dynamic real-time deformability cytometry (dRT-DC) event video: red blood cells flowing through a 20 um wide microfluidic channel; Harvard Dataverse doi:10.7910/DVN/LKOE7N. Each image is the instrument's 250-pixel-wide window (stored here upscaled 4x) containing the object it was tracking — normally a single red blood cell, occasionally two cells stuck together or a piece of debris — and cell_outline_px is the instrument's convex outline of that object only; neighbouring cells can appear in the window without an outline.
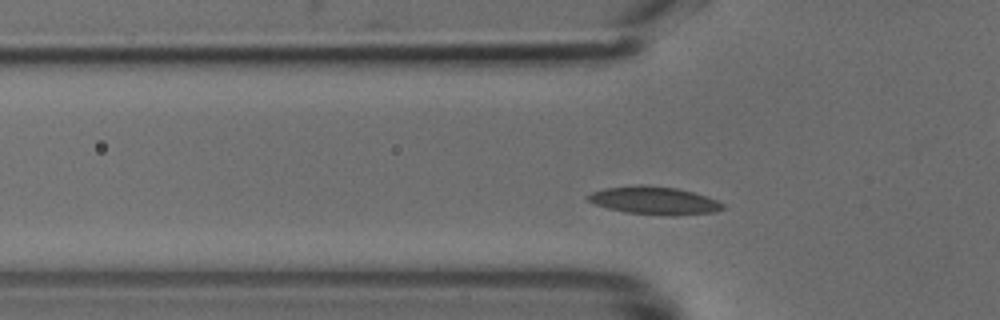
{"species": "common noctule bat (a hibernating species)", "species_latin": "Nyctalus noctula", "temperature_condition": "cold", "stored_images_in_passage": 44, "camera_frame_rate_fps": 3000, "um_per_image_px": 0.085, "animal": {"sex": "male", "body_mass_g": 18.8}, "frame": {"image": 1, "passage_image": 9, "time_ms": 2.667, "image_size_px": [1000, 320], "cell_outline_px": [[724, 208], [716, 212], [672, 216], [624, 212], [608, 208], [596, 204], [588, 200], [584, 196], [592, 192], [604, 188], [640, 184], [676, 188], [692, 192], [716, 200], [724, 204]], "centroid_in_image_um": [55.59, 17.04], "position_along_channel_um": 70.2, "area_um2": 21.85}}
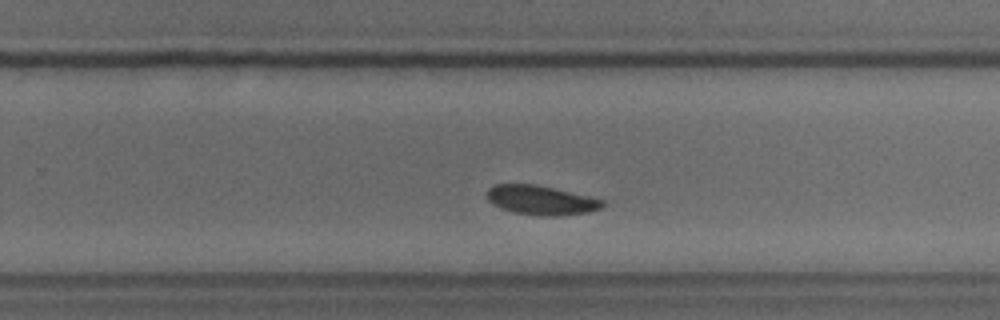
{"frame": {"image": 2, "passage_image": 25, "time_ms": 8.0, "image_size_px": [1000, 320], "cell_outline_px": [[604, 204], [600, 208], [588, 212], [560, 216], [540, 216], [512, 212], [500, 208], [492, 204], [488, 200], [488, 188], [496, 184], [536, 184], [588, 196], [604, 200]], "centroid_in_image_um": [45.97, 17.02], "position_along_channel_um": 283.8, "area_um2": 19.71}}
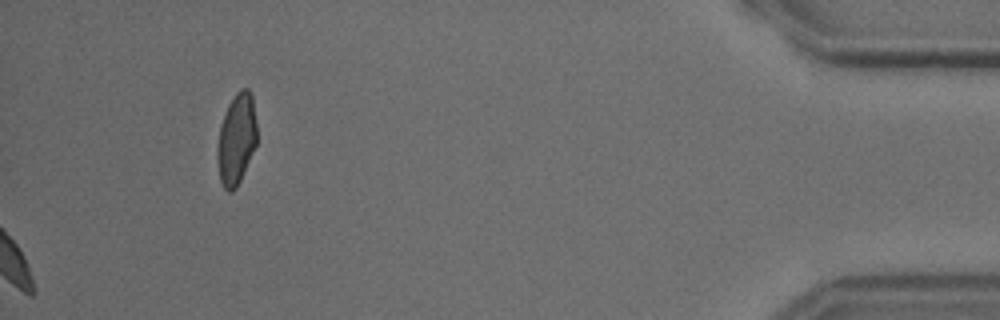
{"frame": {"image": 3, "passage_image": 44, "time_ms": 14.333, "image_size_px": [1000, 320], "cell_outline_px": [[256, 144], [240, 180], [236, 188], [232, 192], [228, 192], [224, 188], [220, 180], [216, 160], [216, 152], [220, 124], [228, 104], [236, 92], [240, 88], [248, 88], [252, 96], [256, 124]], "centroid_in_image_um": [20.07, 11.82], "position_along_channel_um": 415.1, "area_um2": 21.04}}